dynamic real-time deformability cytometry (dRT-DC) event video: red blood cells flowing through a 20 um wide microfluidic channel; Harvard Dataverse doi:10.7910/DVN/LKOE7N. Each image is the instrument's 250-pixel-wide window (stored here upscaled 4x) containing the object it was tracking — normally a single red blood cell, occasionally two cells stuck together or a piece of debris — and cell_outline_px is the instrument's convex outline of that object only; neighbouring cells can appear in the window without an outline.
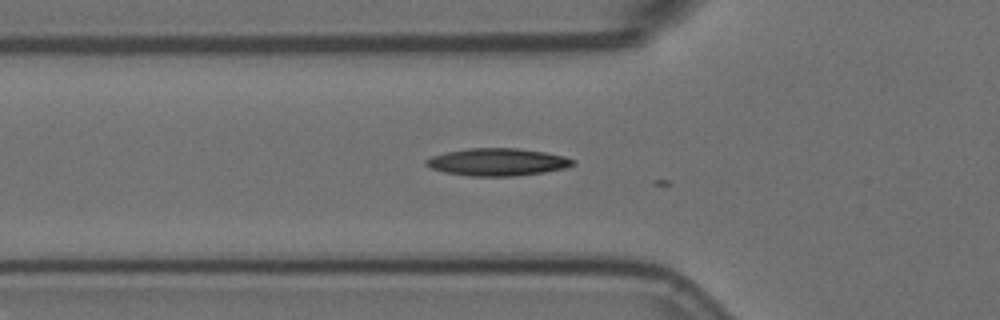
{"species": "Egyptian fruit bat (a non-hibernating species)", "species_latin": "Rousettus aegyptiacus", "temperature_condition": "room temperature", "stored_images_in_passage": 6, "camera_frame_rate_fps": 3000, "um_per_image_px": 0.085, "animal": {"sex": "female"}, "frame": {"image": 1, "passage_image": 2, "time_ms": 0.333, "image_size_px": [1000, 320], "cell_outline_px": [[576, 164], [568, 168], [544, 172], [516, 176], [468, 176], [444, 172], [432, 168], [424, 164], [424, 160], [432, 156], [448, 152], [468, 148], [516, 148], [544, 152], [564, 156], [576, 160]], "centroid_in_image_um": [42.32, 13.78], "position_along_channel_um": 83.5, "area_um2": 23.58}}
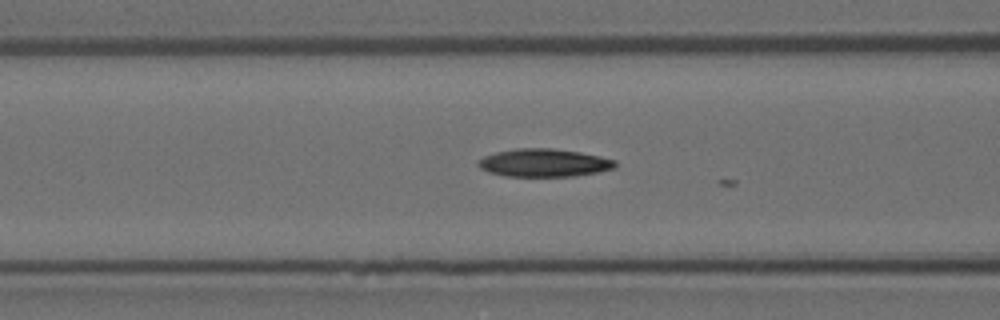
{"frame": {"image": 2, "passage_image": 5, "time_ms": 1.333, "image_size_px": [1000, 320], "cell_outline_px": [[616, 168], [576, 176], [504, 176], [488, 172], [480, 168], [476, 164], [484, 156], [496, 152], [516, 148], [552, 148], [580, 152], [600, 156], [616, 160]], "centroid_in_image_um": [46.24, 13.84], "position_along_channel_um": 120.4, "area_um2": 22.37}}